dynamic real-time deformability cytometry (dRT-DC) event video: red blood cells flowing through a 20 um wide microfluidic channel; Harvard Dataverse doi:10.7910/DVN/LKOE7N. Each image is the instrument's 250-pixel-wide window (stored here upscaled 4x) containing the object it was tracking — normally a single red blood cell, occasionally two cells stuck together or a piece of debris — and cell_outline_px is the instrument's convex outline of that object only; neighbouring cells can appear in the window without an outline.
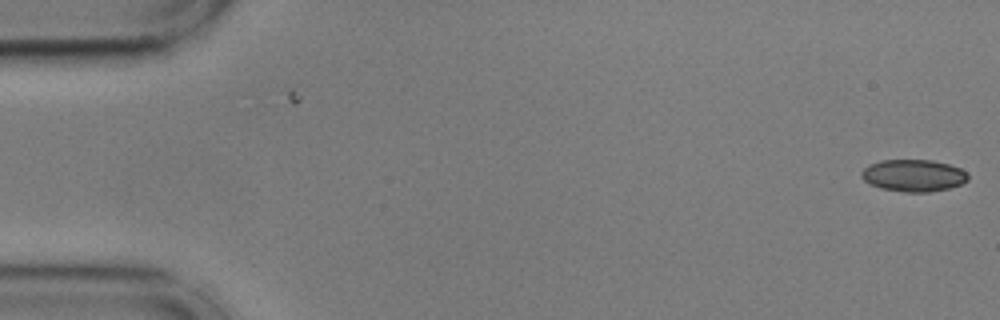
{"species": "common noctule bat (a hibernating species)", "species_latin": "Nyctalus noctula", "temperature_condition": "cold", "stored_images_in_passage": 5, "camera_frame_rate_fps": 3000, "um_per_image_px": 0.085, "animal": {"sex": "male", "body_mass_g": 17.9, "forearm_length_mm": 54.2}, "frame": {"image": 1, "passage_image": 5, "time_ms": 1.333, "image_size_px": [1000, 320], "cell_outline_px": [[968, 180], [960, 184], [948, 188], [928, 192], [904, 192], [880, 188], [864, 180], [860, 176], [860, 172], [868, 164], [880, 160], [932, 160], [948, 164], [960, 168], [968, 172]], "centroid_in_image_um": [77.63, 14.91], "position_along_channel_um": 7.4, "area_um2": 19.94}}